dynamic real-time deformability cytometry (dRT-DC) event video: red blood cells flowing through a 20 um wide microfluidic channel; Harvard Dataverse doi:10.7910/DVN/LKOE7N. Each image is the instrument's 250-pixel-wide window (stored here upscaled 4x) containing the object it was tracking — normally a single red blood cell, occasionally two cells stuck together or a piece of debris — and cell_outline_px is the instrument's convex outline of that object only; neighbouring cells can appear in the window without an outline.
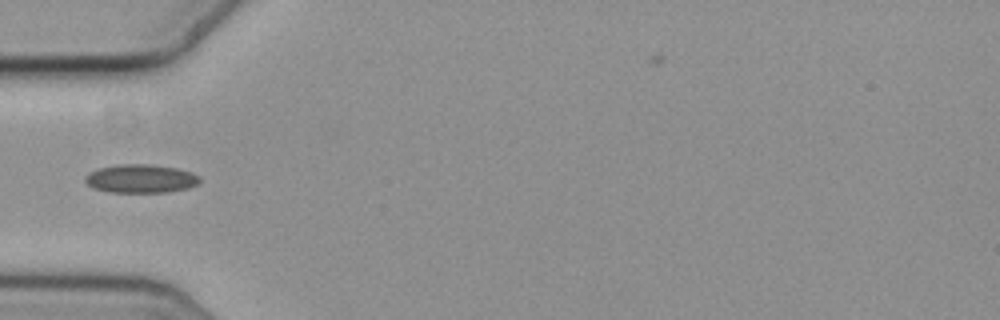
{"species": "common noctule bat (a hibernating species)", "species_latin": "Nyctalus noctula", "temperature_condition": "cold", "stored_images_in_passage": 35, "camera_frame_rate_fps": 3000, "um_per_image_px": 0.085, "animal": {"sex": "female", "body_mass_g": 19.3, "forearm_length_mm": 54.1}, "frame": {"image": 1, "passage_image": 1, "time_ms": 0.0, "image_size_px": [1000, 320], "cell_outline_px": [[200, 180], [196, 184], [188, 188], [168, 192], [108, 192], [92, 188], [84, 180], [84, 176], [88, 172], [100, 168], [120, 164], [148, 164], [176, 168], [200, 176]], "centroid_in_image_um": [11.92, 15.19], "position_along_channel_um": 73.1, "area_um2": 18.96}}
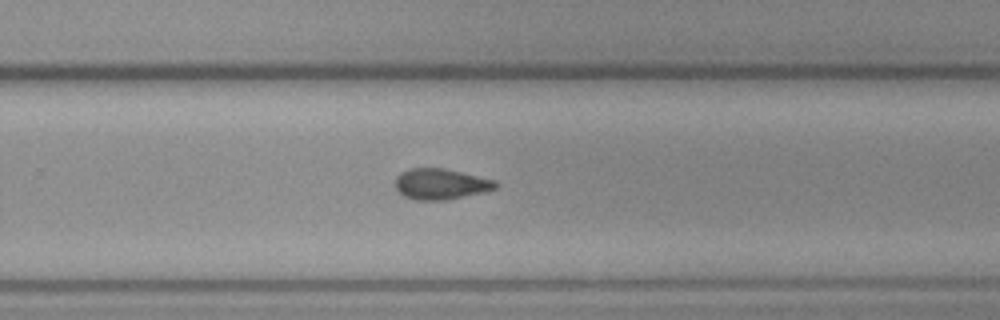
{"frame": {"image": 2, "passage_image": 19, "time_ms": 6.0, "image_size_px": [1000, 320], "cell_outline_px": [[500, 184], [496, 188], [484, 192], [448, 200], [416, 200], [404, 196], [396, 188], [396, 176], [400, 172], [408, 168], [444, 168], [496, 180]], "centroid_in_image_um": [37.48, 15.64], "position_along_channel_um": 292.3, "area_um2": 18.15}}
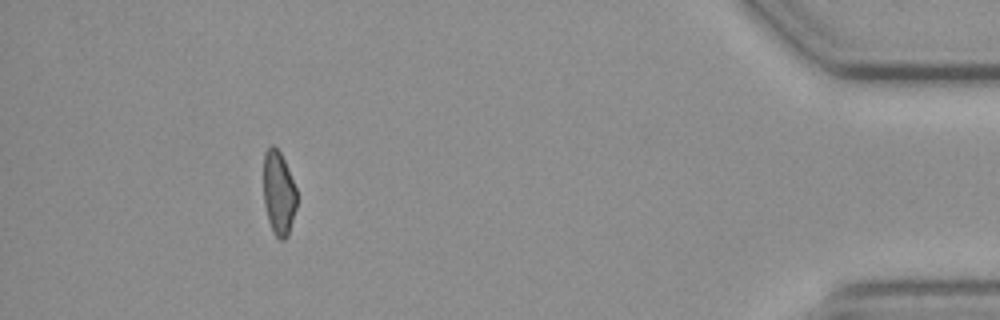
{"frame": {"image": 3, "passage_image": 34, "time_ms": 11.0, "image_size_px": [1000, 320], "cell_outline_px": [[296, 208], [288, 236], [284, 240], [280, 240], [272, 232], [268, 220], [264, 204], [264, 152], [272, 144], [280, 152], [284, 160], [296, 188]], "centroid_in_image_um": [23.68, 16.44], "position_along_channel_um": 411.5, "area_um2": 16.24}}